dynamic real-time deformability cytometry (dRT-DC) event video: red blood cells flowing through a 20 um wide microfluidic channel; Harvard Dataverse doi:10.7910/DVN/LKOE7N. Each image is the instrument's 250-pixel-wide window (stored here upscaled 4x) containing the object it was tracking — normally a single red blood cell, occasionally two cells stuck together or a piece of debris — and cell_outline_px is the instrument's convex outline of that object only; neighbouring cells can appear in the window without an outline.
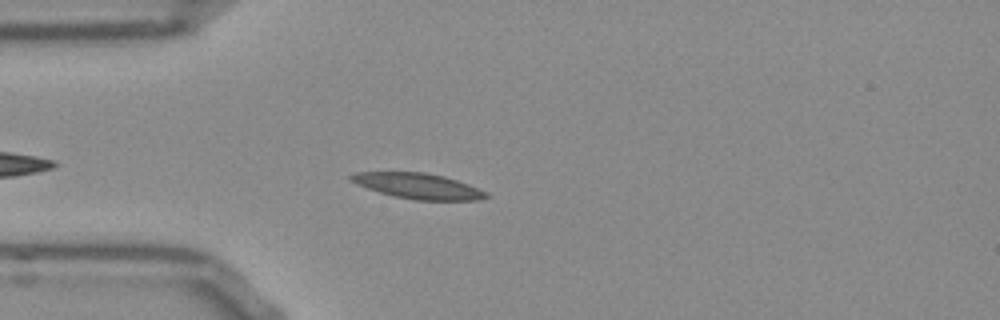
{"species": "Egyptian fruit bat (a non-hibernating species)", "species_latin": "Rousettus aegyptiacus", "temperature_condition": "room temperature", "stored_images_in_passage": 36, "camera_frame_rate_fps": 3000, "um_per_image_px": 0.085, "frame": {"image": 1, "passage_image": 6, "time_ms": 1.667, "image_size_px": [1000, 320], "cell_outline_px": [[492, 196], [476, 200], [416, 200], [396, 196], [380, 192], [356, 184], [348, 180], [348, 176], [356, 172], [424, 172], [444, 176], [468, 184], [488, 192]], "centroid_in_image_um": [35.55, 15.8], "position_along_channel_um": 49.5, "area_um2": 20.06}}
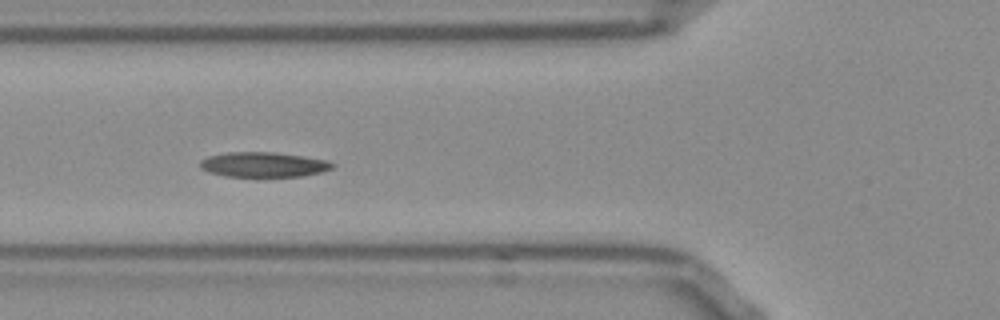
{"frame": {"image": 2, "passage_image": 11, "time_ms": 3.333, "image_size_px": [1000, 320], "cell_outline_px": [[336, 164], [332, 168], [320, 172], [300, 176], [224, 176], [208, 172], [200, 168], [200, 160], [208, 156], [228, 152], [276, 152], [304, 156], [324, 160]], "centroid_in_image_um": [22.35, 13.98], "position_along_channel_um": 103.4, "area_um2": 19.13}}
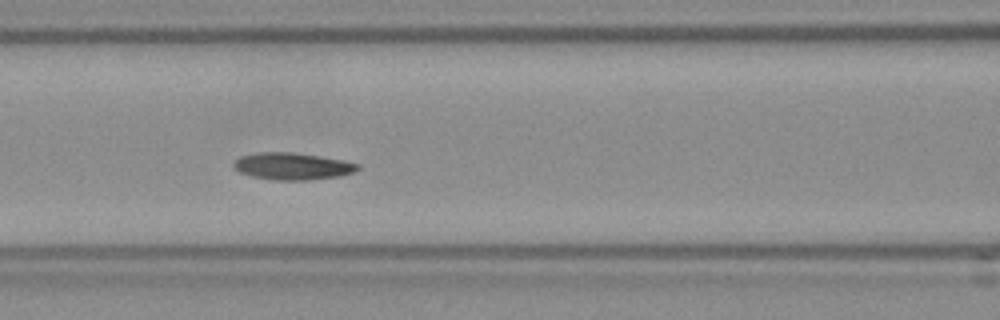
{"frame": {"image": 3, "passage_image": 14, "time_ms": 4.333, "image_size_px": [1000, 320], "cell_outline_px": [[360, 168], [352, 172], [340, 176], [308, 180], [272, 180], [252, 176], [240, 172], [232, 164], [240, 156], [260, 152], [292, 152], [320, 156], [344, 160], [360, 164]], "centroid_in_image_um": [24.87, 14.13], "position_along_channel_um": 141.7, "area_um2": 19.48}, "authors_computed_cell_mechanics": {"area_um2": 19.5075, "velocity_mm_per_s": 3.7799, "shape_relaxation_time_tau1_ms": 7.3977, "shape_relaxation_time_tau2_ms": 2.447, "deformation_change_tau1": 0.171, "deformation_change_tau2": 0.0635}}